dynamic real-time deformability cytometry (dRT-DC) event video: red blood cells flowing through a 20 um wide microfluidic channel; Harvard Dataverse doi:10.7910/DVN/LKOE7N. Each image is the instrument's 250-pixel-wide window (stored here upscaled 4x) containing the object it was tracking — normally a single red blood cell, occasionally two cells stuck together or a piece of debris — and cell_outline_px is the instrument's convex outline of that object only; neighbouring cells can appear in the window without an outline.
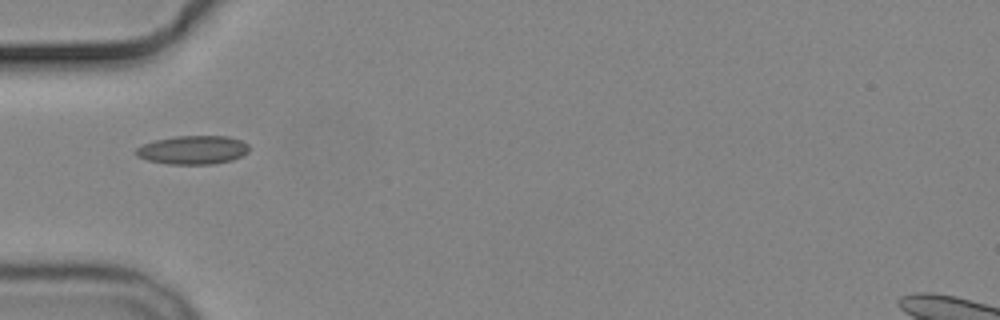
{"species": "common noctule bat (a hibernating species)", "species_latin": "Nyctalus noctula", "temperature_condition": "cold", "stored_images_in_passage": 6, "camera_frame_rate_fps": 3000, "um_per_image_px": 0.085, "animal": {"sex": "male", "body_mass_g": 19.2, "forearm_length_mm": 51.8}, "frame": {"image": 1, "passage_image": 6, "time_ms": 6.0, "image_size_px": [1000, 320], "cell_outline_px": [[248, 152], [232, 160], [212, 164], [168, 164], [148, 160], [136, 156], [132, 152], [136, 148], [144, 144], [156, 140], [176, 136], [228, 136], [240, 140], [248, 144]], "centroid_in_image_um": [16.37, 12.74], "position_along_channel_um": 68.6, "area_um2": 18.84}}